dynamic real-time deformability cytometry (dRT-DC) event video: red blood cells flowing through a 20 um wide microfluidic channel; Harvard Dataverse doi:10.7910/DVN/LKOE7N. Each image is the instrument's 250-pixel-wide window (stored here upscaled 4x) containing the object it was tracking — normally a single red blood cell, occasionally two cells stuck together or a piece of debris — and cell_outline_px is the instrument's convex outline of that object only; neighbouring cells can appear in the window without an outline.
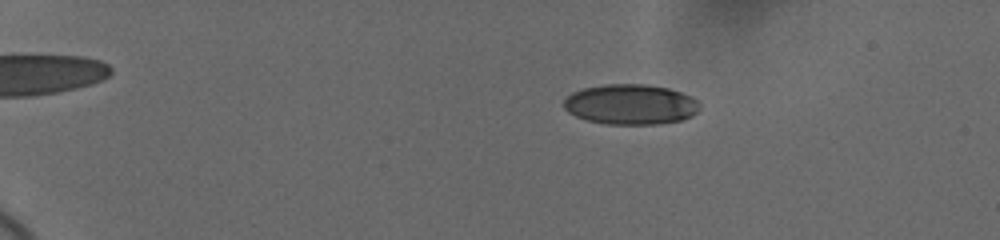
{"species": "human", "species_latin": "Homo sapiens", "temperature_condition": "cold", "stored_images_in_passage": 62, "camera_frame_rate_fps": 3000, "um_per_image_px": 0.085, "donor": {"sex": "female"}, "frame": {"image": 1, "passage_image": 11, "time_ms": 4.0, "image_size_px": [1000, 240], "cell_outline_px": [[700, 108], [692, 116], [680, 120], [656, 124], [604, 124], [588, 120], [576, 116], [568, 112], [564, 108], [564, 100], [572, 92], [584, 88], [604, 84], [648, 84], [668, 88], [680, 92], [696, 100], [700, 104]], "centroid_in_image_um": [53.59, 8.87], "position_along_channel_um": 31.4, "area_um2": 31.79}}
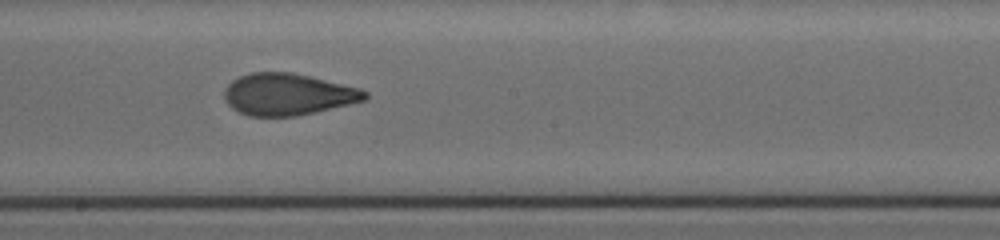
{"frame": {"image": 2, "passage_image": 38, "time_ms": 12.0, "image_size_px": [1000, 240], "cell_outline_px": [[368, 96], [364, 100], [348, 104], [296, 116], [248, 116], [232, 108], [224, 100], [224, 88], [232, 80], [248, 72], [292, 72], [360, 88], [368, 92]], "centroid_in_image_um": [24.42, 8.01], "position_along_channel_um": 223.8, "area_um2": 34.1}}
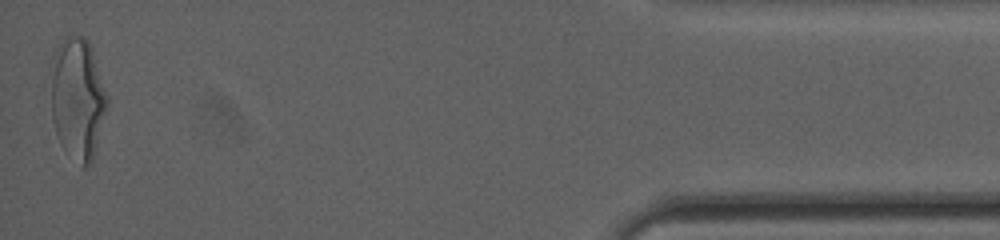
{"frame": {"image": 3, "passage_image": 62, "time_ms": 19.333, "image_size_px": [1000, 240], "cell_outline_px": [[108, 104], [92, 160], [84, 168], [80, 168], [60, 144], [52, 120], [52, 56], [56, 48], [64, 36], [68, 32], [84, 36], [88, 40], [92, 48], [108, 96]], "centroid_in_image_um": [6.6, 8.33], "position_along_channel_um": 428.6, "area_um2": 40.23}, "authors_computed_cell_mechanics": {"area_um2": 34.102, "velocity_mm_per_s": 3.6865, "shape_relaxation_time_tau1_ms": 5.3726, "shape_relaxation_time_tau2_ms": 1.1762, "deformation_change_tau1": 0.175, "deformation_change_tau2": 0.0828}}